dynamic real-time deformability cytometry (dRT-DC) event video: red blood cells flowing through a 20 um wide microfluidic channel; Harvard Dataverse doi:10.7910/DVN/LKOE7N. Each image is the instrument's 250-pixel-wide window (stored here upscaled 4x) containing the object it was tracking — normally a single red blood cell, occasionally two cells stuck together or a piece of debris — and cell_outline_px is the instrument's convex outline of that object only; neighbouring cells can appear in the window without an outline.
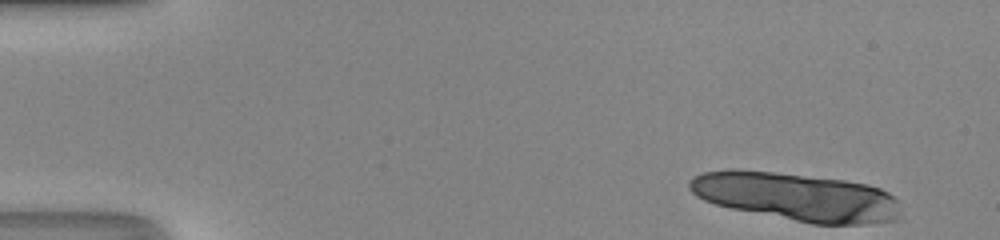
{"species": "human", "species_latin": "Homo sapiens", "temperature_condition": "room temperature", "stored_images_in_passage": 13, "camera_frame_rate_fps": 3000, "um_per_image_px": 0.085, "donor": {"sex": "male"}, "frame": {"image": 1, "passage_image": 1, "time_ms": 0.0, "image_size_px": [1000, 240], "cell_outline_px": [[904, 216], [900, 220], [864, 224], [812, 224], [732, 208], [716, 204], [704, 200], [696, 196], [688, 188], [688, 180], [692, 176], [704, 172], [732, 168], [772, 172], [844, 180], [868, 184], [880, 188], [888, 192], [896, 200]], "centroid_in_image_um": [67.72, 16.73], "position_along_channel_um": 17.3, "area_um2": 59.59}}